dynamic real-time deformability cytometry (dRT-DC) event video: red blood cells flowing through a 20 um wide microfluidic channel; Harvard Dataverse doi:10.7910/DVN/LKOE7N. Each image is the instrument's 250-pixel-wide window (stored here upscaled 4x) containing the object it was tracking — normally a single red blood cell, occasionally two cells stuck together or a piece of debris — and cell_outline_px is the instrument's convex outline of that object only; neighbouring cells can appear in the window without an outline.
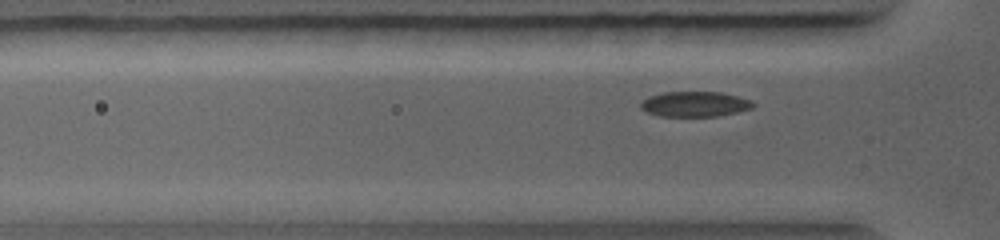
{"species": "common noctule bat (a hibernating species)", "species_latin": "Nyctalus noctula", "temperature_condition": "warm", "stored_images_in_passage": 30, "camera_frame_rate_fps": 5000, "um_per_image_px": 0.085, "animal": {"sex": "female", "body_mass_g": 19.0, "forearm_length_mm": 56.7}, "frame": {"image": 1, "passage_image": 17, "time_ms": 2.2, "image_size_px": [1000, 240], "cell_outline_px": [[756, 104], [752, 108], [736, 112], [716, 116], [660, 116], [648, 112], [640, 108], [640, 104], [648, 96], [664, 92], [720, 92], [752, 100]], "centroid_in_image_um": [59.06, 8.84], "position_along_channel_um": 66.7, "area_um2": 16.42}}
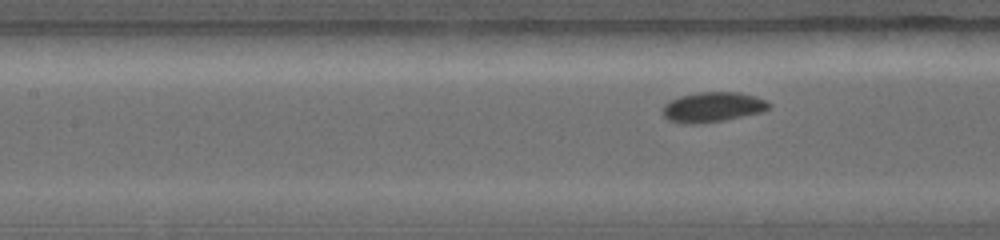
{"frame": {"image": 2, "passage_image": 24, "time_ms": 3.8, "image_size_px": [1000, 240], "cell_outline_px": [[772, 104], [764, 112], [724, 120], [692, 124], [668, 120], [664, 116], [664, 104], [668, 100], [680, 96], [696, 92], [740, 92], [756, 96]], "centroid_in_image_um": [60.6, 9.08], "position_along_channel_um": 146.8, "area_um2": 18.55}}
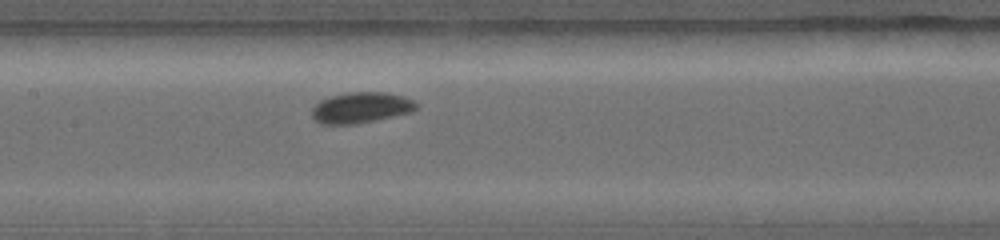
{"frame": {"image": 3, "passage_image": 28, "time_ms": 4.4, "image_size_px": [1000, 240], "cell_outline_px": [[416, 108], [412, 112], [352, 124], [320, 124], [312, 116], [312, 108], [320, 100], [328, 96], [348, 92], [388, 92], [404, 96], [412, 100], [416, 104]], "centroid_in_image_um": [30.65, 9.13], "position_along_channel_um": 176.8, "area_um2": 18.61}}